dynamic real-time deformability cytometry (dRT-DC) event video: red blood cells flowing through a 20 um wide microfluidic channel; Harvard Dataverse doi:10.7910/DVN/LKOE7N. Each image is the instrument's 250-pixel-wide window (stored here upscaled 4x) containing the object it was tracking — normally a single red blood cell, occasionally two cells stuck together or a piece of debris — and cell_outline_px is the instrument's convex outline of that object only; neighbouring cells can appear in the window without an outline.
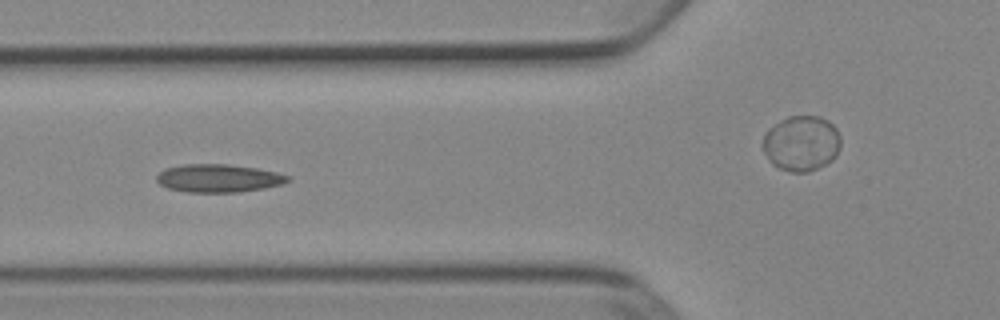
{"species": "Egyptian fruit bat (a non-hibernating species)", "species_latin": "Rousettus aegyptiacus", "temperature_condition": "cold", "stored_images_in_passage": 40, "camera_frame_rate_fps": 3000, "um_per_image_px": 0.085, "animal": {"sex": "female"}, "frame": {"image": 1, "passage_image": 7, "time_ms": 2.0, "image_size_px": [1000, 320], "cell_outline_px": [[292, 180], [284, 184], [264, 188], [236, 192], [188, 192], [168, 188], [160, 184], [156, 180], [156, 176], [164, 168], [184, 164], [228, 164], [256, 168], [276, 172], [292, 176]], "centroid_in_image_um": [18.6, 15.14], "position_along_channel_um": 107.2, "area_um2": 21.56}}
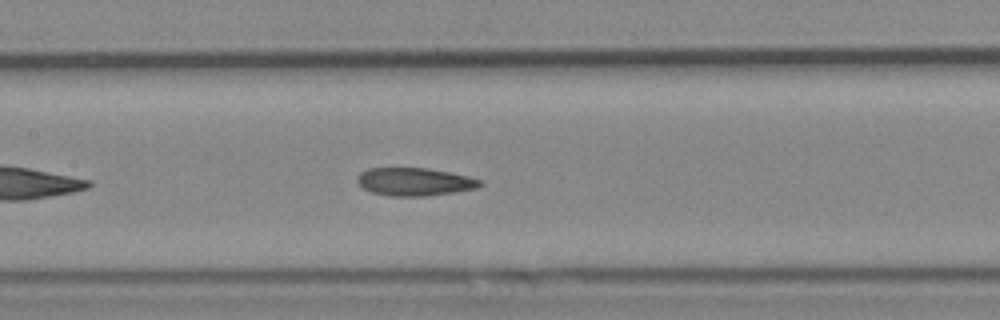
{"frame": {"image": 2, "passage_image": 12, "time_ms": 3.667, "image_size_px": [1000, 320], "cell_outline_px": [[484, 184], [476, 188], [428, 196], [392, 196], [372, 192], [364, 188], [356, 180], [356, 176], [360, 172], [368, 168], [428, 168], [468, 176], [480, 180]], "centroid_in_image_um": [35.22, 15.44], "position_along_channel_um": 172.2, "area_um2": 19.88}}
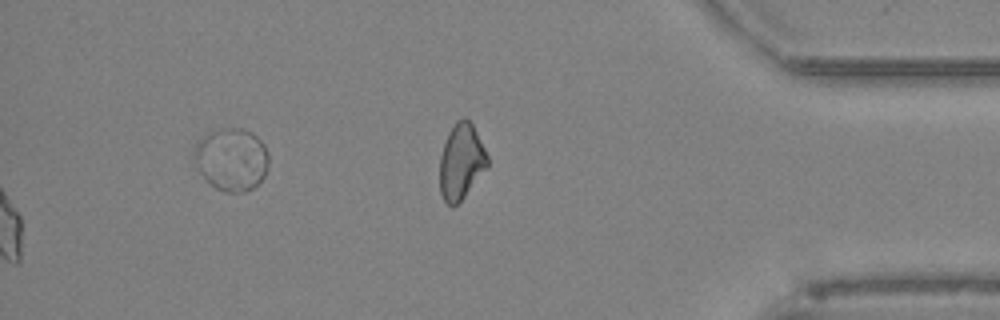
{"frame": {"image": 3, "passage_image": 40, "time_ms": 13.0, "image_size_px": [1000, 320], "cell_outline_px": [[268, 168], [264, 176], [252, 188], [244, 192], [224, 192], [216, 188], [200, 172], [192, 156], [192, 152], [196, 144], [204, 136], [220, 128], [240, 128], [252, 132], [264, 144], [268, 152]], "centroid_in_image_um": [19.69, 13.53], "position_along_channel_um": 415.5, "area_um2": 27.11}, "authors_computed_cell_mechanics": {"area_um2": 19.9699, "velocity_mm_per_s": 3.8957, "shape_relaxation_time_tau1_ms": null, "shape_relaxation_time_tau2_ms": 4.9274, "deformation_change_tau1": null, "deformation_change_tau2": 0.1129}}